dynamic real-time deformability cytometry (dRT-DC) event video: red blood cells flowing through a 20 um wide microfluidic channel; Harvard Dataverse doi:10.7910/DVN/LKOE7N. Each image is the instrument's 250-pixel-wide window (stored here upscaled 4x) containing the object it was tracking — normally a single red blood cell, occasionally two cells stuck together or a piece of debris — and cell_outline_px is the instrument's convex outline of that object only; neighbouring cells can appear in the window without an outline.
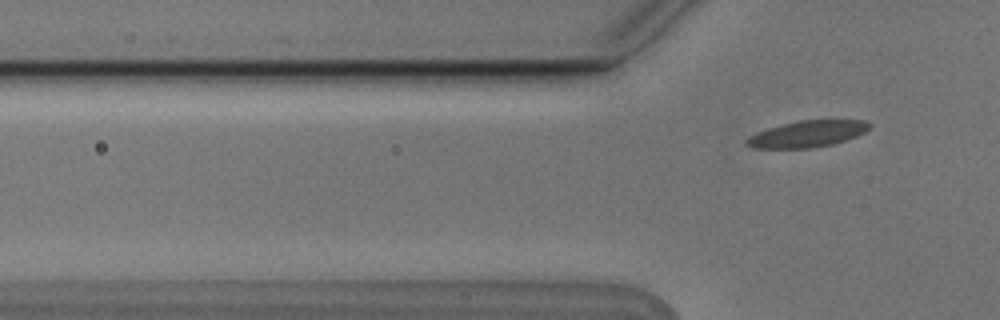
{"species": "Egyptian fruit bat (a non-hibernating species)", "species_latin": "Rousettus aegyptiacus", "temperature_condition": "cold", "stored_images_in_passage": 6, "camera_frame_rate_fps": 3000, "um_per_image_px": 0.085, "animal": {"sex": "male"}, "frame": {"image": 1, "passage_image": 6, "time_ms": 1.667, "image_size_px": [1000, 320], "cell_outline_px": [[872, 124], [864, 132], [856, 136], [832, 144], [812, 148], [752, 148], [744, 144], [744, 140], [768, 128], [800, 120], [864, 120]], "centroid_in_image_um": [68.62, 11.39], "position_along_channel_um": 57.2, "area_um2": 18.67}}